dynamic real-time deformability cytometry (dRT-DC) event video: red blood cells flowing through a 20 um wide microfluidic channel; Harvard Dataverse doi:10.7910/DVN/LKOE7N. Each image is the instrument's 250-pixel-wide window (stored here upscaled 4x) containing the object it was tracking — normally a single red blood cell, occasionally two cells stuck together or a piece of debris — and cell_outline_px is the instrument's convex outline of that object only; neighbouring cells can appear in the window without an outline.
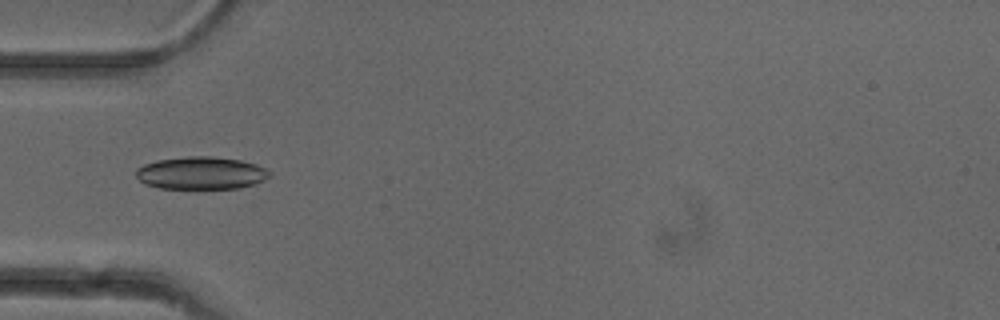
{"species": "common noctule bat (a hibernating species)", "species_latin": "Nyctalus noctula", "temperature_condition": "cold", "stored_images_in_passage": 4, "camera_frame_rate_fps": 3000, "um_per_image_px": 0.085, "animal": {"sex": "female"}, "frame": {"image": 1, "passage_image": 4, "time_ms": 3.333, "image_size_px": [1000, 320], "cell_outline_px": [[272, 176], [264, 180], [240, 188], [204, 192], [196, 192], [160, 188], [144, 184], [136, 176], [136, 168], [144, 164], [156, 160], [188, 156], [212, 156], [240, 160], [256, 164], [268, 168], [272, 172]], "centroid_in_image_um": [17.11, 14.76], "position_along_channel_um": 67.9, "area_um2": 26.82}}